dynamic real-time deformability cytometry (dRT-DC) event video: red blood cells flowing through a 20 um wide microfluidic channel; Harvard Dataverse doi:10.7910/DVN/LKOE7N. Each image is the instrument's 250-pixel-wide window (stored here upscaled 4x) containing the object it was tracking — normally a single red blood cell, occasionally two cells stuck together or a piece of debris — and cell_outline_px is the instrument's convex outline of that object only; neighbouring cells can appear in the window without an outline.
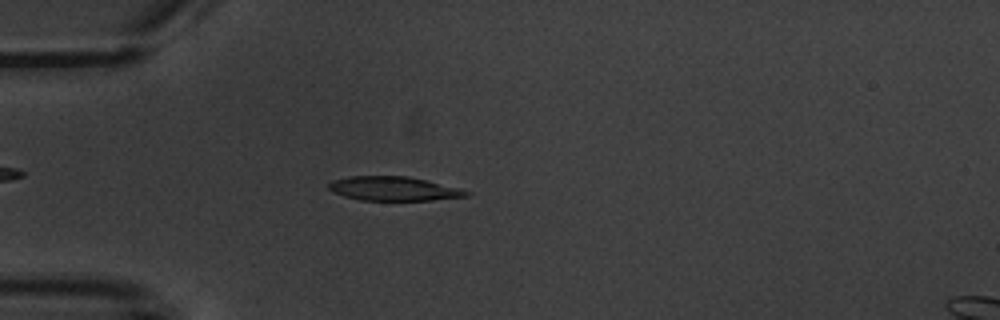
{"species": "common noctule bat (a hibernating species)", "species_latin": "Nyctalus noctula", "temperature_condition": "warm", "stored_images_in_passage": 4, "camera_frame_rate_fps": 3000, "um_per_image_px": 0.085, "animal": {"sex": "male", "body_mass_g": 20.1, "forearm_length_mm": 53.5}, "frame": {"image": 1, "passage_image": 4, "time_ms": 3.667, "image_size_px": [1000, 320], "cell_outline_px": [[472, 192], [468, 196], [432, 200], [360, 200], [344, 196], [332, 192], [328, 188], [328, 184], [332, 180], [348, 176], [408, 176], [460, 188]], "centroid_in_image_um": [33.44, 16.03], "position_along_channel_um": 51.6, "area_um2": 19.36}}